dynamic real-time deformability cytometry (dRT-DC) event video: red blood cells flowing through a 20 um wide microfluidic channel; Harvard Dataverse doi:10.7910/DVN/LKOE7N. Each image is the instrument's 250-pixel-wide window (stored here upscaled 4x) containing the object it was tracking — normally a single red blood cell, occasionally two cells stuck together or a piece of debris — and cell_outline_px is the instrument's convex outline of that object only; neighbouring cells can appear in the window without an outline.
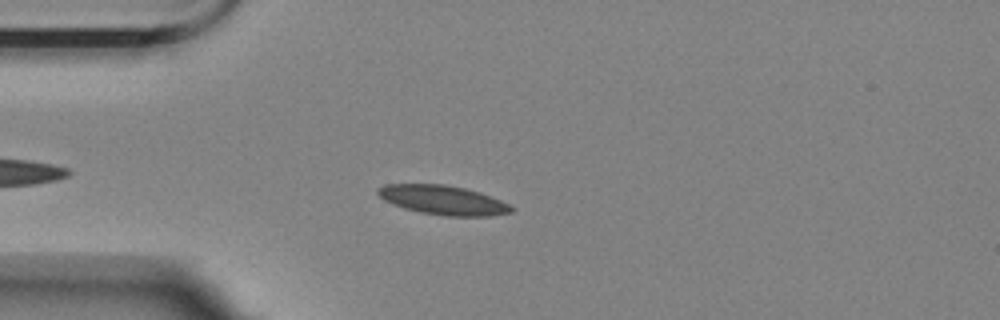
{"species": "Egyptian fruit bat (a non-hibernating species)", "species_latin": "Rousettus aegyptiacus", "temperature_condition": "room temperature", "stored_images_in_passage": 2, "camera_frame_rate_fps": 3000, "um_per_image_px": 0.085, "animal": {"sex": "female"}, "frame": {"image": 1, "passage_image": 2, "time_ms": 1.333, "image_size_px": [1000, 320], "cell_outline_px": [[516, 208], [512, 212], [492, 216], [444, 216], [420, 212], [404, 208], [392, 204], [384, 200], [376, 192], [376, 188], [384, 184], [444, 184], [464, 188], [480, 192], [500, 200]], "centroid_in_image_um": [37.65, 17.01], "position_along_channel_um": 47.3, "area_um2": 22.89}}